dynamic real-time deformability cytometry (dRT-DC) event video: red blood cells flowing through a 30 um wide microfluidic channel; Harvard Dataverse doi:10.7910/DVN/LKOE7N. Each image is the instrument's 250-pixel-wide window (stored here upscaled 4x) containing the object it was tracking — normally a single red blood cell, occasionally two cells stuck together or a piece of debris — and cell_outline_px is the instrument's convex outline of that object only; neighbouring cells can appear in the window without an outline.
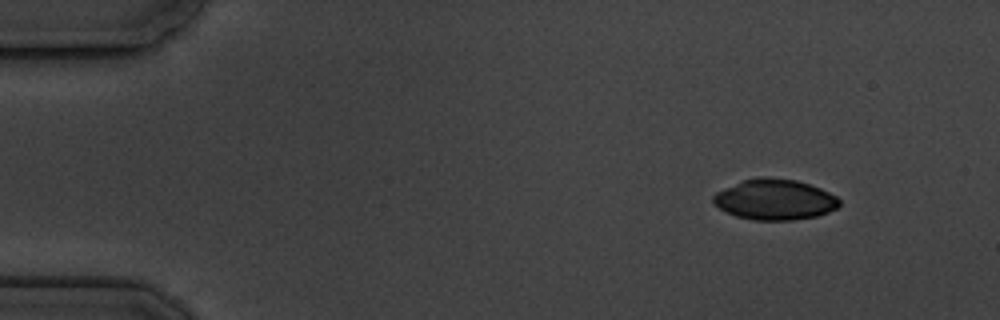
{"species": "common noctule bat (a hibernating species)", "species_latin": "Nyctalus noctula", "temperature_condition": "cold", "stored_images_in_passage": 3, "camera_frame_rate_fps": 3000, "um_per_image_px": 0.085, "animal": {"sex": "male", "body_mass_g": 19.5, "forearm_length_mm": 54.6}, "frame": {"image": 1, "passage_image": 1, "time_ms": 0.0, "image_size_px": [1000, 320], "cell_outline_px": [[840, 204], [836, 208], [828, 212], [816, 216], [792, 220], [752, 220], [736, 216], [720, 208], [712, 200], [712, 196], [716, 192], [724, 188], [744, 180], [760, 176], [768, 176], [796, 180], [820, 188], [836, 196], [840, 200]], "centroid_in_image_um": [65.85, 16.95], "position_along_channel_um": 19.1, "area_um2": 29.77}}